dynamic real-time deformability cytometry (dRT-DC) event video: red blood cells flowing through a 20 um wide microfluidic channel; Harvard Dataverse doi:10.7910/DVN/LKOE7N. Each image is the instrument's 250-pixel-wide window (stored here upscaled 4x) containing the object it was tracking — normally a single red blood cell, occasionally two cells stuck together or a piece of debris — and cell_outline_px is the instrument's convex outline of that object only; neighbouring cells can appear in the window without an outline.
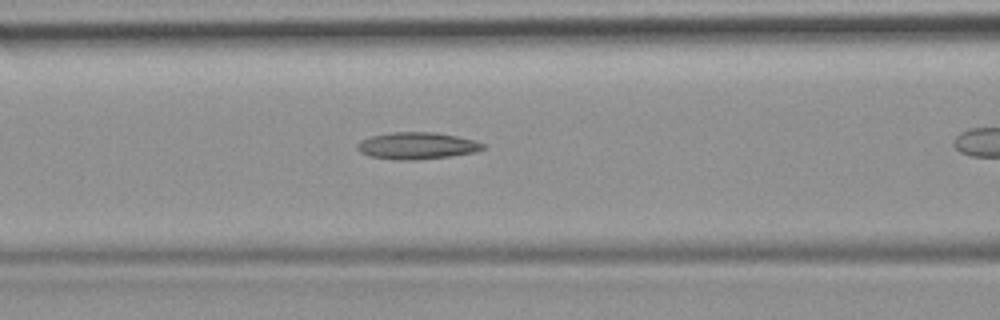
{"species": "common noctule bat (a hibernating species)", "species_latin": "Nyctalus noctula", "temperature_condition": "room temperature", "stored_images_in_passage": 27, "camera_frame_rate_fps": 3000, "um_per_image_px": 0.085, "animal": {"sex": "female", "body_mass_g": 19.9}, "frame": {"image": 1, "passage_image": 8, "time_ms": 2.333, "image_size_px": [1000, 320], "cell_outline_px": [[488, 148], [476, 152], [452, 156], [416, 160], [396, 160], [368, 156], [360, 152], [356, 148], [356, 144], [360, 140], [372, 136], [392, 132], [436, 132], [476, 140], [488, 144]], "centroid_in_image_um": [35.49, 12.39], "position_along_channel_um": 131.1, "area_um2": 20.11}}